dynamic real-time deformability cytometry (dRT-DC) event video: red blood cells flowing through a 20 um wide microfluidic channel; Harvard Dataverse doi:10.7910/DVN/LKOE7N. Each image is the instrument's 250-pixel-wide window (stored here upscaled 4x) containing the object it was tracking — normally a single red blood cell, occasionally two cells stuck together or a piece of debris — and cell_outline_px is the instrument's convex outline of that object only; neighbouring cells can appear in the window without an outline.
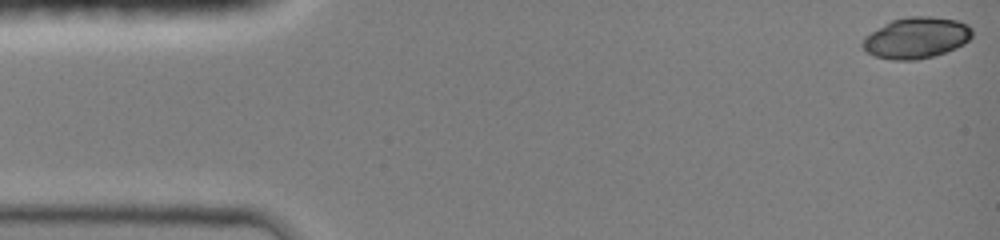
{"species": "common noctule bat (a hibernating species)", "species_latin": "Nyctalus noctula", "temperature_condition": "room temperature", "stored_images_in_passage": 43, "camera_frame_rate_fps": 3000, "um_per_image_px": 0.085, "animal": {"sex": "female", "body_mass_g": 19.0, "forearm_length_mm": 51.5}, "frame": {"image": 1, "passage_image": 1, "time_ms": 0.0, "image_size_px": [1000, 240], "cell_outline_px": [[972, 36], [964, 44], [956, 48], [932, 56], [916, 60], [896, 60], [876, 56], [868, 52], [860, 44], [864, 36], [892, 20], [908, 16], [932, 16], [956, 20], [968, 24], [972, 28]], "centroid_in_image_um": [77.9, 3.2], "position_along_channel_um": 7.1, "area_um2": 26.18}}
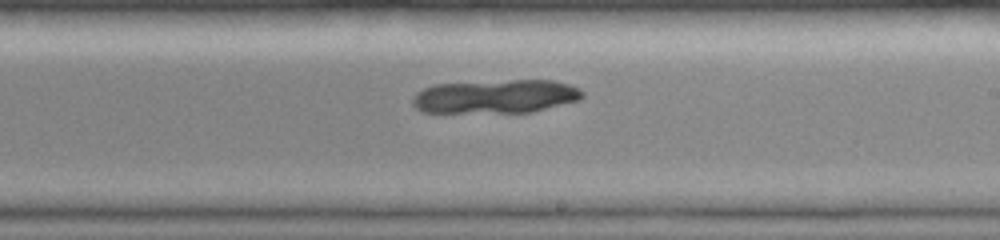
{"frame": {"image": 2, "passage_image": 27, "time_ms": 8.667, "image_size_px": [1000, 240], "cell_outline_px": [[584, 96], [580, 100], [532, 112], [420, 112], [412, 104], [412, 96], [416, 92], [424, 88], [436, 84], [512, 80], [556, 80], [580, 88], [584, 92]], "centroid_in_image_um": [42.15, 8.19], "position_along_channel_um": 246.9, "area_um2": 33.47}}
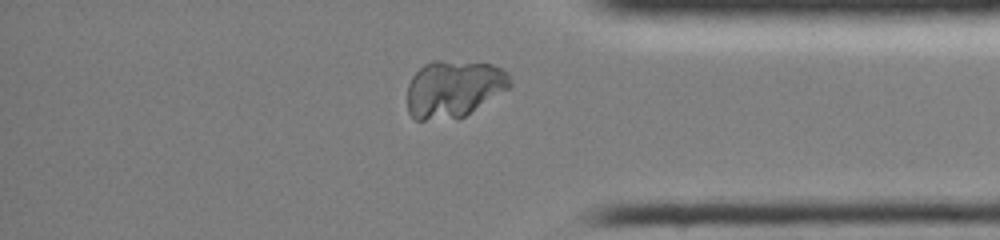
{"frame": {"image": 3, "passage_image": 38, "time_ms": 12.333, "image_size_px": [1000, 240], "cell_outline_px": [[512, 84], [508, 88], [464, 116], [424, 120], [416, 120], [408, 112], [408, 84], [412, 76], [424, 64], [432, 60], [440, 60], [492, 64], [508, 72], [512, 80]], "centroid_in_image_um": [38.56, 7.51], "position_along_channel_um": 396.6, "area_um2": 33.87}}